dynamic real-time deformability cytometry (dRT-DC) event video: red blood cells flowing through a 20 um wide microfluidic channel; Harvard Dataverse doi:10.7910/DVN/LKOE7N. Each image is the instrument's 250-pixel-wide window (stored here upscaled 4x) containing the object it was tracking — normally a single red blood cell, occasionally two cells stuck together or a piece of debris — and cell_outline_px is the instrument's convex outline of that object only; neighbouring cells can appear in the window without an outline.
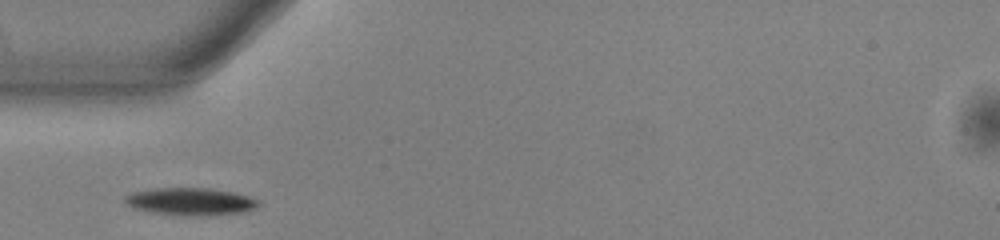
{"species": "common noctule bat (a hibernating species)", "species_latin": "Nyctalus noctula", "temperature_condition": "warm", "stored_images_in_passage": 37, "camera_frame_rate_fps": 3000, "um_per_image_px": 0.085, "animal": {"sex": "male", "body_mass_g": 13.0, "forearm_length_mm": 53.1}, "frame": {"image": 1, "passage_image": 1, "time_ms": 0.0, "image_size_px": [1000, 240], "cell_outline_px": [[260, 204], [256, 208], [240, 212], [152, 212], [136, 208], [128, 204], [124, 200], [124, 196], [136, 192], [156, 188], [208, 188], [232, 192], [248, 196], [260, 200]], "centroid_in_image_um": [16.21, 17.05], "position_along_channel_um": 68.8, "area_um2": 19.59}}
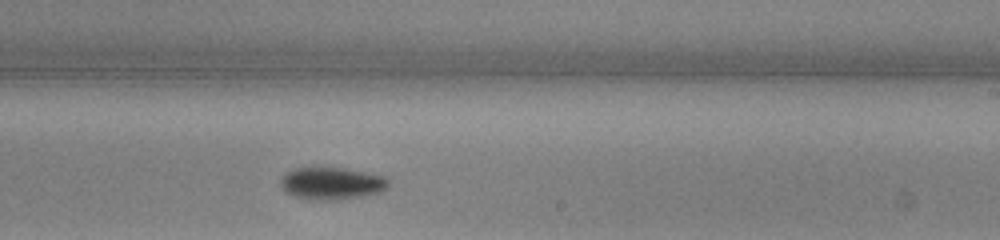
{"frame": {"image": 2, "passage_image": 16, "time_ms": 5.0, "image_size_px": [1000, 240], "cell_outline_px": [[388, 188], [380, 192], [360, 196], [336, 200], [320, 200], [292, 196], [280, 184], [280, 180], [288, 172], [296, 168], [344, 168], [384, 176], [388, 180]], "centroid_in_image_um": [28.22, 15.59], "position_along_channel_um": 260.8, "area_um2": 19.88}}
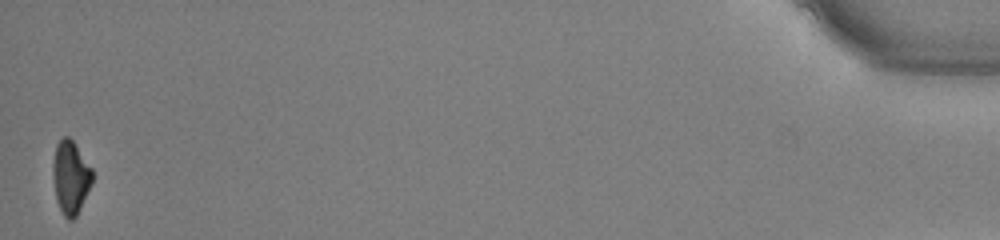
{"frame": {"image": 3, "passage_image": 37, "time_ms": 12.0, "image_size_px": [1000, 240], "cell_outline_px": [[92, 184], [76, 216], [72, 220], [68, 220], [64, 216], [56, 200], [52, 176], [52, 164], [56, 144], [64, 136], [68, 136], [72, 140], [92, 168]], "centroid_in_image_um": [5.99, 15.07], "position_along_channel_um": 429.2, "area_um2": 16.82}, "authors_computed_cell_mechanics": {"area_um2": 19.4208, "velocity_mm_per_s": 3.844, "shape_relaxation_time_tau1_ms": 1.6633, "shape_relaxation_time_tau2_ms": null, "deformation_change_tau1": 0.1125, "deformation_change_tau2": null}}